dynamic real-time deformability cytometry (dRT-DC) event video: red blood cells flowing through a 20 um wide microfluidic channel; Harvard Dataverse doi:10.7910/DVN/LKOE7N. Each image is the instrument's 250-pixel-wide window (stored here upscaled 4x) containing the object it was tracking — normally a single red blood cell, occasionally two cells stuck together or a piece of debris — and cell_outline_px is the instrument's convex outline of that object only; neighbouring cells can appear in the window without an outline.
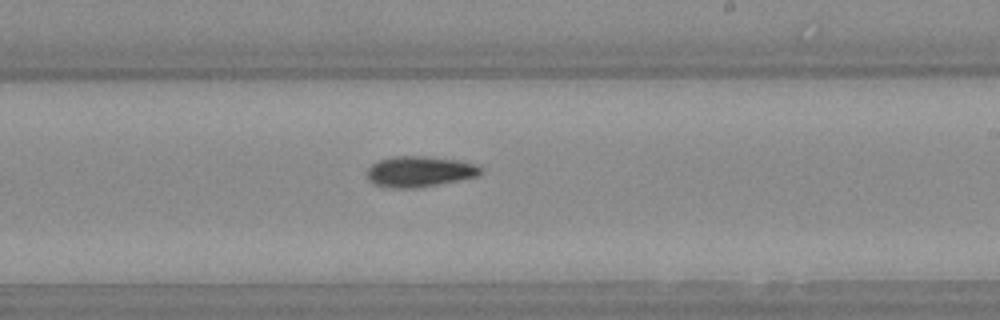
{"species": "Egyptian fruit bat (a non-hibernating species)", "species_latin": "Rousettus aegyptiacus", "temperature_condition": "warm", "stored_images_in_passage": 34, "camera_frame_rate_fps": 3000, "um_per_image_px": 0.085, "animal": {"sex": "female"}, "frame": {"image": 1, "passage_image": 15, "time_ms": 4.667, "image_size_px": [1000, 320], "cell_outline_px": [[484, 168], [476, 176], [460, 180], [416, 188], [396, 188], [376, 184], [368, 180], [368, 168], [372, 164], [380, 160], [392, 156], [424, 156], [460, 160], [476, 164]], "centroid_in_image_um": [35.69, 14.57], "position_along_channel_um": 253.3, "area_um2": 20.23}}